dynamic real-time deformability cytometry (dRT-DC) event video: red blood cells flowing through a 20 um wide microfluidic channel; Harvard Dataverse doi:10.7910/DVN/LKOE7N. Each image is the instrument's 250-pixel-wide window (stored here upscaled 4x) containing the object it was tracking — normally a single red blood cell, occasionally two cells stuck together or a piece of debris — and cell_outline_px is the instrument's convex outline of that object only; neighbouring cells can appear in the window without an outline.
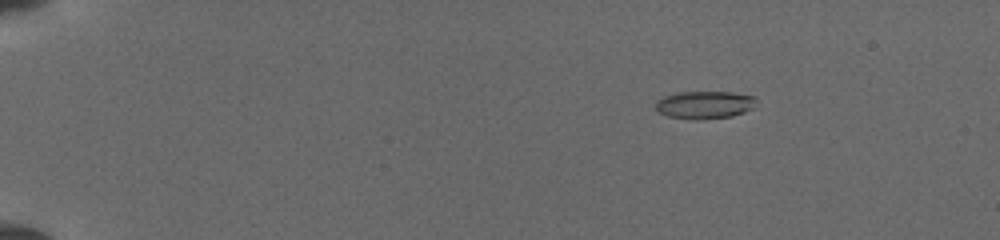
{"species": "common noctule bat (a hibernating species)", "species_latin": "Nyctalus noctula", "temperature_condition": "cold", "stored_images_in_passage": 9, "camera_frame_rate_fps": 3000, "um_per_image_px": 0.085, "animal": {"sex": "female", "body_mass_g": 19.5, "forearm_length_mm": 54.1}, "frame": {"image": 1, "passage_image": 3, "time_ms": 1.667, "image_size_px": [1000, 240], "cell_outline_px": [[756, 100], [752, 108], [744, 112], [732, 116], [696, 120], [668, 116], [660, 112], [656, 108], [656, 100], [664, 96], [676, 92], [732, 92], [756, 96]], "centroid_in_image_um": [59.89, 8.9], "position_along_channel_um": 25.1, "area_um2": 16.24}}
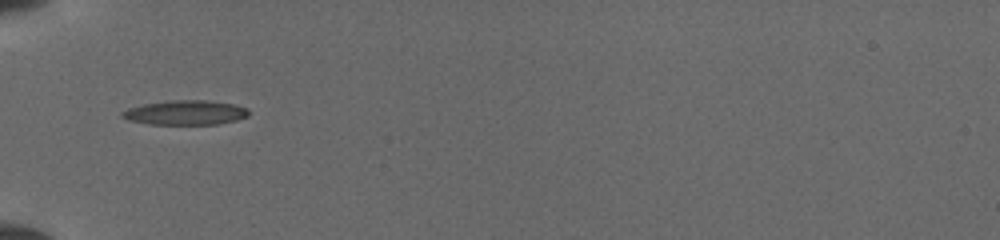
{"frame": {"image": 2, "passage_image": 7, "time_ms": 5.333, "image_size_px": [1000, 240], "cell_outline_px": [[248, 116], [236, 120], [216, 124], [148, 124], [128, 120], [120, 116], [120, 112], [128, 108], [144, 104], [172, 100], [204, 100], [236, 104], [248, 108]], "centroid_in_image_um": [15.75, 9.57], "position_along_channel_um": 69.3, "area_um2": 18.09}}